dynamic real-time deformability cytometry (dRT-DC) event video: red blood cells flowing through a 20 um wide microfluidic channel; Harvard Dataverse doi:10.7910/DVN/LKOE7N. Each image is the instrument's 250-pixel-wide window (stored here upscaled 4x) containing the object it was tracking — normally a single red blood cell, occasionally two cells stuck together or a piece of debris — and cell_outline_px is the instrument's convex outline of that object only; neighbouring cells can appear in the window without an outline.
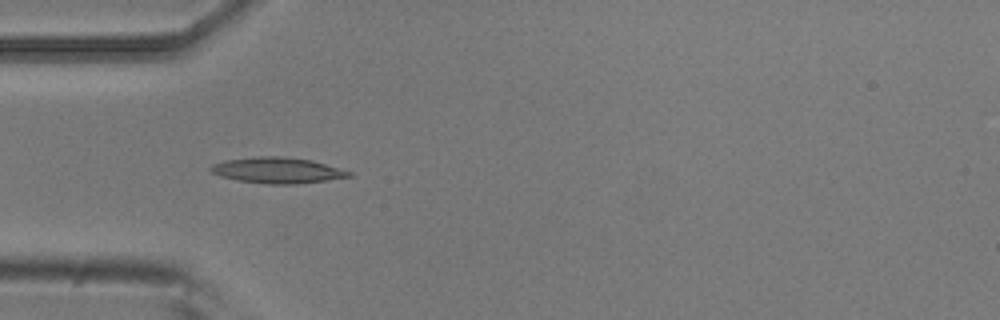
{"species": "common noctule bat (a hibernating species)", "species_latin": "Nyctalus noctula", "temperature_condition": "room temperature", "stored_images_in_passage": 5, "camera_frame_rate_fps": 3000, "um_per_image_px": 0.085, "animal": {"sex": "male", "body_mass_g": 20.5, "forearm_length_mm": 52.5}, "frame": {"image": 1, "passage_image": 4, "time_ms": 1.0, "image_size_px": [1000, 320], "cell_outline_px": [[352, 176], [296, 184], [268, 184], [240, 180], [220, 176], [212, 172], [208, 168], [212, 164], [224, 160], [256, 156], [280, 156], [312, 160], [352, 172]], "centroid_in_image_um": [23.54, 14.46], "position_along_channel_um": 61.5, "area_um2": 20.63}}
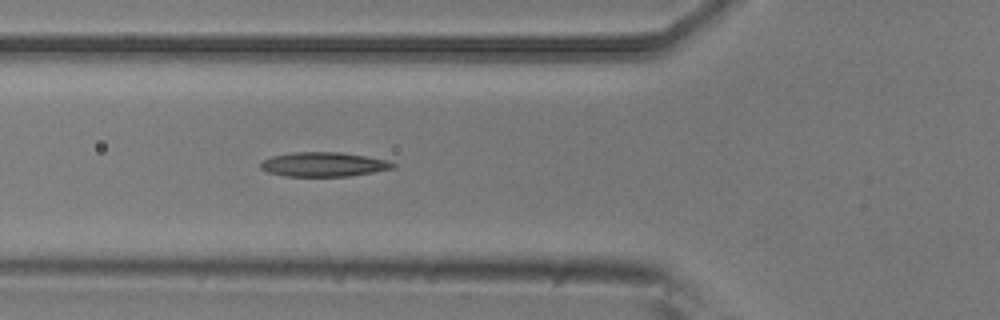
{"frame": {"image": 2, "passage_image": 5, "time_ms": 1.333, "image_size_px": [1000, 320], "cell_outline_px": [[396, 168], [348, 176], [284, 176], [268, 172], [260, 168], [260, 164], [264, 160], [272, 156], [292, 152], [340, 152], [388, 160], [396, 164]], "centroid_in_image_um": [27.51, 13.97], "position_along_channel_um": 98.3, "area_um2": 18.73}}